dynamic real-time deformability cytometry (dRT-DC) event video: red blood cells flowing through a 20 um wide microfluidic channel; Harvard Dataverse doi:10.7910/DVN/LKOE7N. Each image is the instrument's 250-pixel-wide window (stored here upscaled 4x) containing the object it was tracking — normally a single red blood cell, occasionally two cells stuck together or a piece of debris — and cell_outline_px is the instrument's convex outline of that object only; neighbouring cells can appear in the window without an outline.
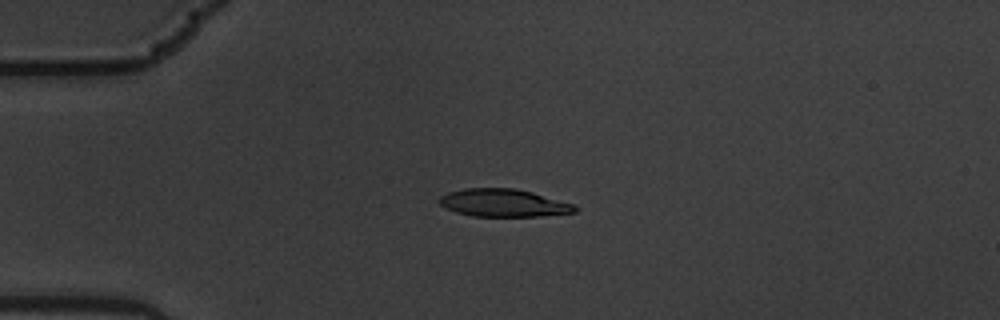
{"species": "common noctule bat (a hibernating species)", "species_latin": "Nyctalus noctula", "temperature_condition": "warm", "stored_images_in_passage": 5, "camera_frame_rate_fps": 3000, "um_per_image_px": 0.085, "animal": {"sex": "male", "body_mass_g": 19.5, "forearm_length_mm": 54.6}, "frame": {"image": 1, "passage_image": 3, "time_ms": 0.667, "image_size_px": [1000, 320], "cell_outline_px": [[580, 208], [576, 212], [540, 216], [472, 216], [456, 212], [440, 204], [436, 200], [440, 196], [448, 192], [464, 188], [516, 188], [532, 192], [572, 204]], "centroid_in_image_um": [42.77, 17.24], "position_along_channel_um": 42.2, "area_um2": 21.85}}
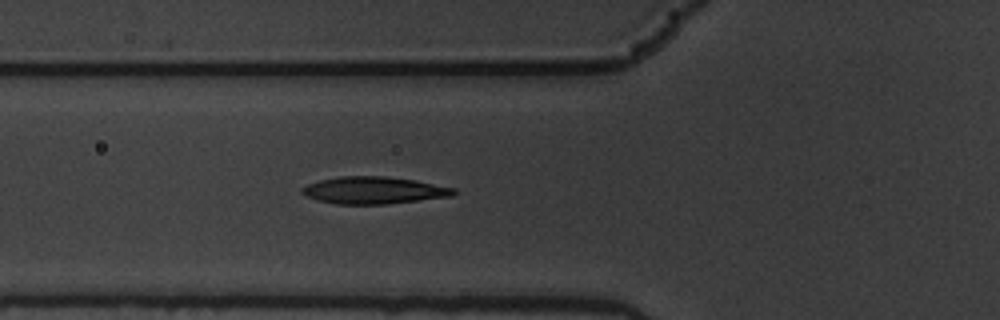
{"frame": {"image": 2, "passage_image": 5, "time_ms": 1.333, "image_size_px": [1000, 320], "cell_outline_px": [[456, 192], [452, 196], [388, 204], [336, 204], [304, 196], [300, 192], [300, 188], [308, 184], [320, 180], [340, 176], [384, 176], [416, 180], [456, 188]], "centroid_in_image_um": [31.77, 16.17], "position_along_channel_um": 94.0, "area_um2": 24.04}}